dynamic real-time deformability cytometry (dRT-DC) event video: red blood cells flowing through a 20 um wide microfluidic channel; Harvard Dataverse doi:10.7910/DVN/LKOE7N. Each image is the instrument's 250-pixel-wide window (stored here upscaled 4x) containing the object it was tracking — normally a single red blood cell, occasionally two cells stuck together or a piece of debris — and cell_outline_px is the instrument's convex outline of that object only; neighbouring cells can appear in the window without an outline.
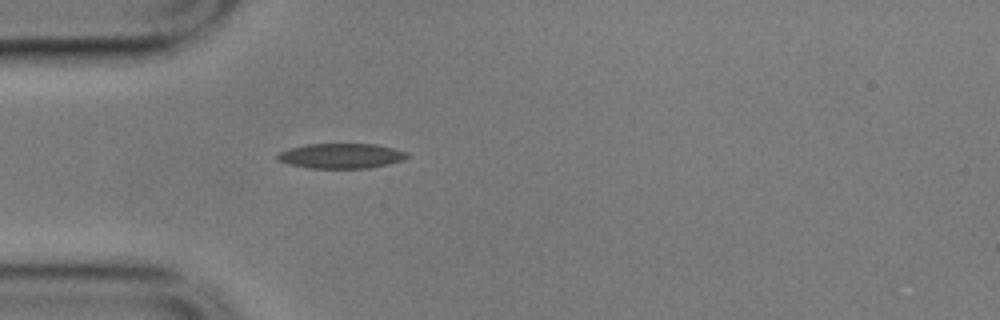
{"species": "common noctule bat (a hibernating species)", "species_latin": "Nyctalus noctula", "temperature_condition": "cold", "stored_images_in_passage": 13, "camera_frame_rate_fps": 3000, "um_per_image_px": 0.085, "animal": {"sex": "male", "body_mass_g": 17.9}, "frame": {"image": 1, "passage_image": 1, "time_ms": 0.0, "image_size_px": [1000, 320], "cell_outline_px": [[408, 156], [404, 160], [372, 168], [308, 168], [288, 164], [276, 160], [276, 156], [280, 152], [292, 148], [308, 144], [376, 144], [408, 152]], "centroid_in_image_um": [29.01, 13.26], "position_along_channel_um": 56.0, "area_um2": 18.9}}
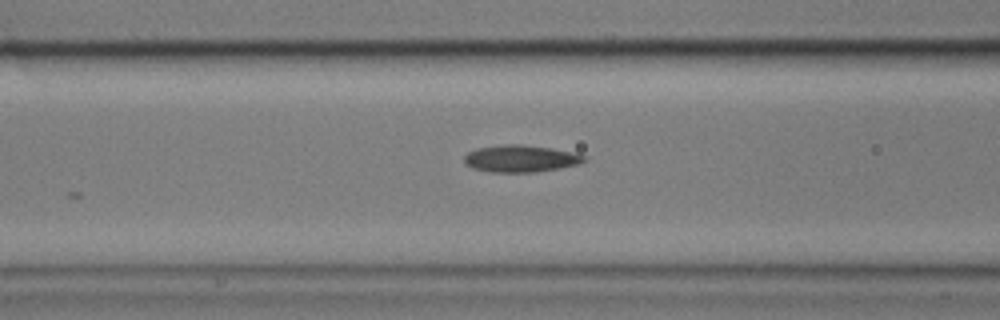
{"frame": {"image": 2, "passage_image": 7, "time_ms": 2.0, "image_size_px": [1000, 320], "cell_outline_px": [[588, 160], [580, 164], [560, 168], [536, 172], [488, 172], [472, 168], [464, 164], [464, 156], [468, 152], [476, 148], [504, 144], [520, 144], [552, 148], [572, 152], [588, 156]], "centroid_in_image_um": [44.27, 13.48], "position_along_channel_um": 122.3, "area_um2": 19.19}}